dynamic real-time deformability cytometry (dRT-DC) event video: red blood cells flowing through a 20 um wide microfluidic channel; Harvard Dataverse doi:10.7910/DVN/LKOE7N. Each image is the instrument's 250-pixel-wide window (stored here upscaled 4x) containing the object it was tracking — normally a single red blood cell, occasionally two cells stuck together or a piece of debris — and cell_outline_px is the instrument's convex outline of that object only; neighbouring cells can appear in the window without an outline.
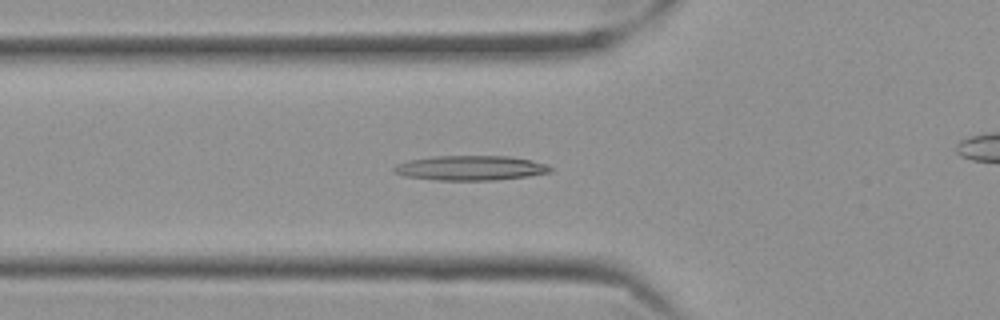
{"species": "Egyptian fruit bat (a non-hibernating species)", "species_latin": "Rousettus aegyptiacus", "temperature_condition": "cold", "stored_images_in_passage": 59, "camera_frame_rate_fps": 3000, "um_per_image_px": 0.085, "frame": {"image": 1, "passage_image": 21, "time_ms": 6.667, "image_size_px": [1000, 320], "cell_outline_px": [[552, 172], [528, 176], [496, 180], [436, 180], [404, 176], [392, 172], [392, 168], [396, 164], [408, 160], [432, 156], [508, 156], [532, 160], [548, 164], [552, 168]], "centroid_in_image_um": [39.98, 14.27], "position_along_channel_um": 85.8, "area_um2": 22.77}}
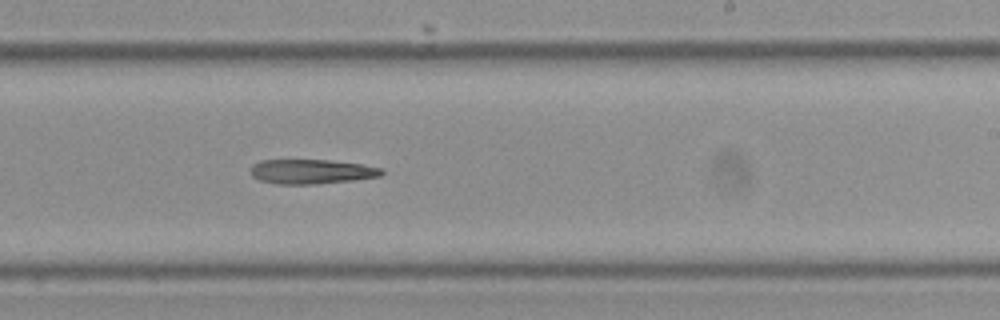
{"frame": {"image": 2, "passage_image": 36, "time_ms": 11.667, "image_size_px": [1000, 320], "cell_outline_px": [[384, 172], [380, 176], [352, 180], [316, 184], [276, 184], [260, 180], [252, 176], [252, 164], [260, 160], [328, 160], [360, 164], [380, 168]], "centroid_in_image_um": [26.44, 14.58], "position_along_channel_um": 262.6, "area_um2": 18.55}}
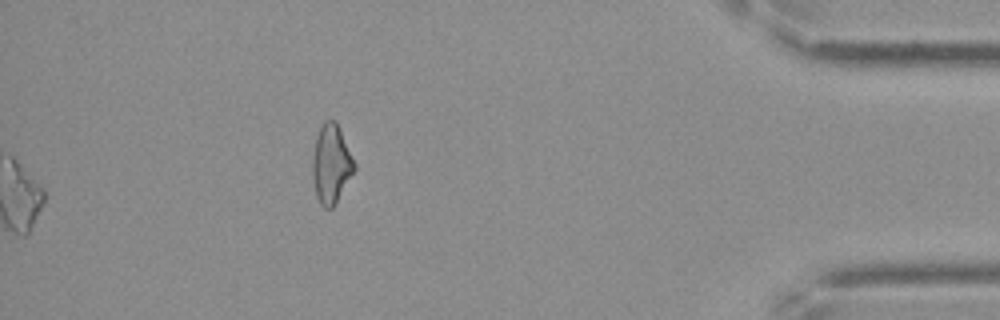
{"frame": {"image": 3, "passage_image": 59, "time_ms": 19.333, "image_size_px": [1000, 320], "cell_outline_px": [[356, 168], [332, 208], [324, 208], [320, 204], [316, 196], [312, 176], [312, 160], [316, 136], [324, 120], [336, 120], [340, 128], [356, 164]], "centroid_in_image_um": [28.14, 13.92], "position_along_channel_um": 407.1, "area_um2": 19.19}}